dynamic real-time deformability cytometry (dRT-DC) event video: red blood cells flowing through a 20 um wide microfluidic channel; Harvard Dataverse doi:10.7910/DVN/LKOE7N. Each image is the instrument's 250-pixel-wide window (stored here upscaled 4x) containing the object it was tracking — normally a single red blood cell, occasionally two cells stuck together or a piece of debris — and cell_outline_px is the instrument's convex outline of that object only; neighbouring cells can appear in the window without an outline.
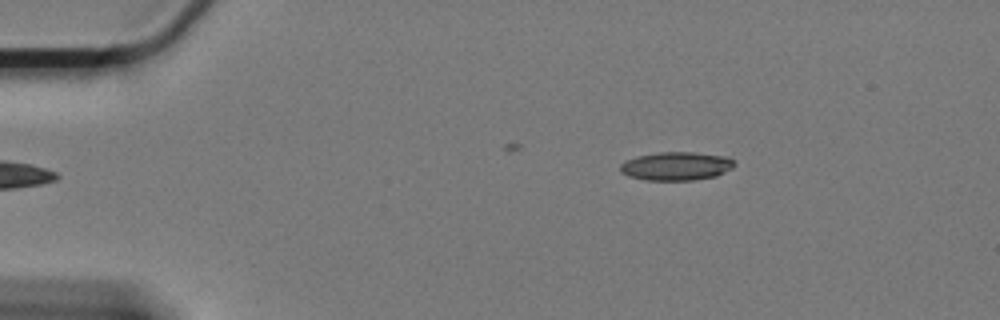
{"species": "Egyptian fruit bat (a non-hibernating species)", "species_latin": "Rousettus aegyptiacus", "temperature_condition": "cold", "stored_images_in_passage": 6, "camera_frame_rate_fps": 3000, "um_per_image_px": 0.085, "animal": {"sex": "female"}, "frame": {"image": 1, "passage_image": 1, "time_ms": 0.0, "image_size_px": [1000, 320], "cell_outline_px": [[736, 164], [732, 168], [716, 176], [692, 180], [644, 180], [628, 176], [620, 172], [620, 164], [636, 156], [656, 152], [696, 152], [728, 156], [736, 160]], "centroid_in_image_um": [57.51, 14.11], "position_along_channel_um": 27.5, "area_um2": 19.19}}